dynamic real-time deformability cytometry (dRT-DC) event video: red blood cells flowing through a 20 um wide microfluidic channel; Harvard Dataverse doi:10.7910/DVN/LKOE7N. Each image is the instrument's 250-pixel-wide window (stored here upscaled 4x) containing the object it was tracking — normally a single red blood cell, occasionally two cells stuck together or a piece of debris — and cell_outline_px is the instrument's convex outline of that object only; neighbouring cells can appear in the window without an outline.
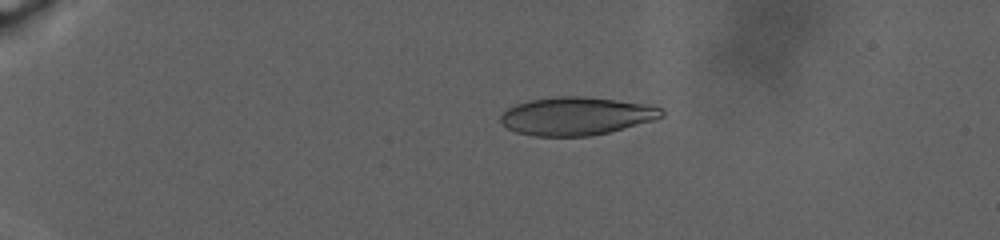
{"species": "human", "species_latin": "Homo sapiens", "temperature_condition": "warm", "stored_images_in_passage": 60, "camera_frame_rate_fps": 3000, "um_per_image_px": 0.085, "donor": {"sex": "male"}, "frame": {"image": 1, "passage_image": 2, "time_ms": 0.333, "image_size_px": [1000, 240], "cell_outline_px": [[664, 116], [656, 120], [608, 132], [588, 136], [532, 136], [516, 132], [508, 128], [500, 120], [500, 116], [508, 108], [516, 104], [528, 100], [560, 96], [580, 96], [656, 104], [664, 112]], "centroid_in_image_um": [49.04, 9.86], "position_along_channel_um": 36.0, "area_um2": 35.95}}
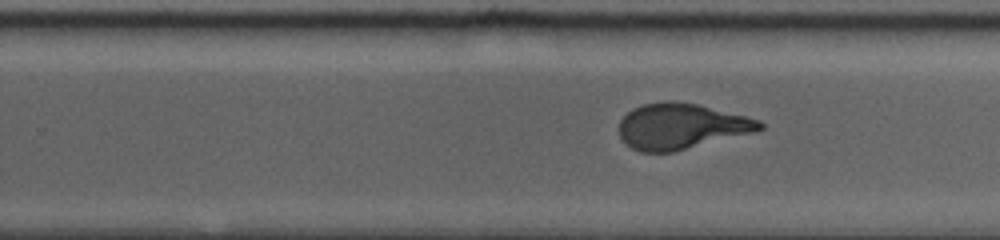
{"frame": {"image": 2, "passage_image": 33, "time_ms": 14.667, "image_size_px": [1000, 240], "cell_outline_px": [[764, 128], [756, 132], [672, 152], [640, 152], [632, 148], [620, 136], [620, 120], [632, 108], [644, 104], [664, 100], [676, 100], [696, 104], [760, 120], [764, 124]], "centroid_in_image_um": [57.9, 10.73], "position_along_channel_um": 271.9, "area_um2": 37.28}}
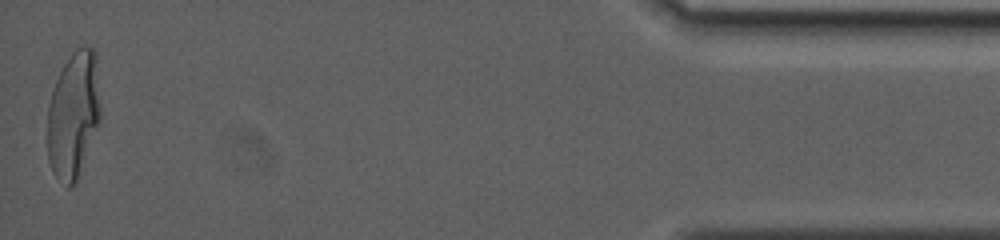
{"frame": {"image": 3, "passage_image": 60, "time_ms": 24.667, "image_size_px": [1000, 240], "cell_outline_px": [[100, 120], [76, 180], [68, 188], [52, 172], [48, 160], [48, 104], [56, 80], [64, 64], [72, 52], [76, 48], [92, 48], [96, 52], [100, 108]], "centroid_in_image_um": [6.23, 9.74], "position_along_channel_um": 429.0, "area_um2": 38.67}, "authors_computed_cell_mechanics": {"area_um2": 37.6856, "velocity_mm_per_s": 2.2661, "shape_relaxation_time_tau1_ms": 9.7842, "shape_relaxation_time_tau2_ms": 1.2403, "deformation_change_tau1": 0.2686, "deformation_change_tau2": 0.0777}}